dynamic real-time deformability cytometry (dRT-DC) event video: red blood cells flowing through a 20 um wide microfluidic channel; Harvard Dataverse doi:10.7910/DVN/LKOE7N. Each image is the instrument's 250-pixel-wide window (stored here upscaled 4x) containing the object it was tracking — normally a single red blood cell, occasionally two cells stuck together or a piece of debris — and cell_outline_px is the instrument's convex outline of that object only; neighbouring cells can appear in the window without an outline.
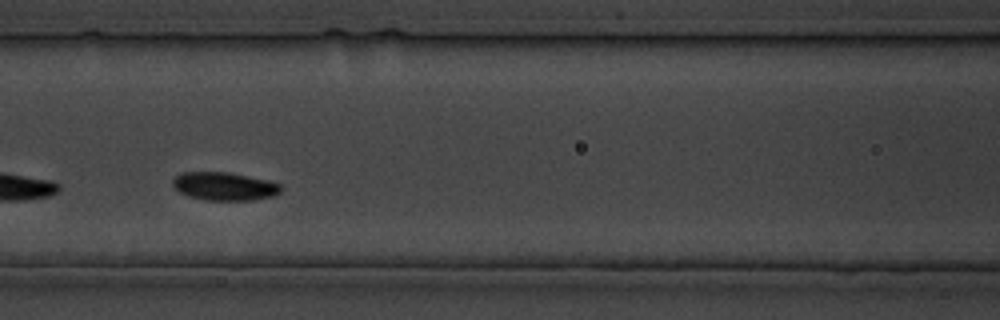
{"species": "common noctule bat (a hibernating species)", "species_latin": "Nyctalus noctula", "temperature_condition": "cold", "stored_images_in_passage": 30, "camera_frame_rate_fps": 3000, "um_per_image_px": 0.085, "animal": {"sex": "male", "body_mass_g": 19.5, "forearm_length_mm": 54.6}, "frame": {"image": 1, "passage_image": 9, "time_ms": 9.333, "image_size_px": [1000, 320], "cell_outline_px": [[284, 188], [280, 192], [272, 196], [252, 200], [204, 200], [188, 196], [180, 192], [172, 184], [172, 180], [180, 172], [228, 172], [268, 180], [280, 184]], "centroid_in_image_um": [19.07, 15.83], "position_along_channel_um": 147.5, "area_um2": 17.8}}
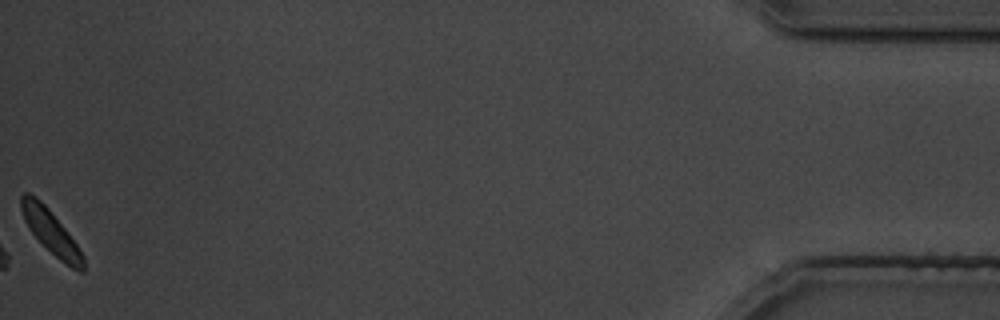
{"frame": {"image": 2, "passage_image": 30, "time_ms": 35.333, "image_size_px": [1000, 320], "cell_outline_px": [[84, 272], [80, 272], [72, 268], [60, 260], [28, 228], [24, 220], [20, 208], [20, 196], [24, 192], [28, 192], [36, 196], [48, 208], [64, 228], [76, 244], [84, 256]], "centroid_in_image_um": [4.3, 19.68], "position_along_channel_um": 430.9, "area_um2": 15.43}}